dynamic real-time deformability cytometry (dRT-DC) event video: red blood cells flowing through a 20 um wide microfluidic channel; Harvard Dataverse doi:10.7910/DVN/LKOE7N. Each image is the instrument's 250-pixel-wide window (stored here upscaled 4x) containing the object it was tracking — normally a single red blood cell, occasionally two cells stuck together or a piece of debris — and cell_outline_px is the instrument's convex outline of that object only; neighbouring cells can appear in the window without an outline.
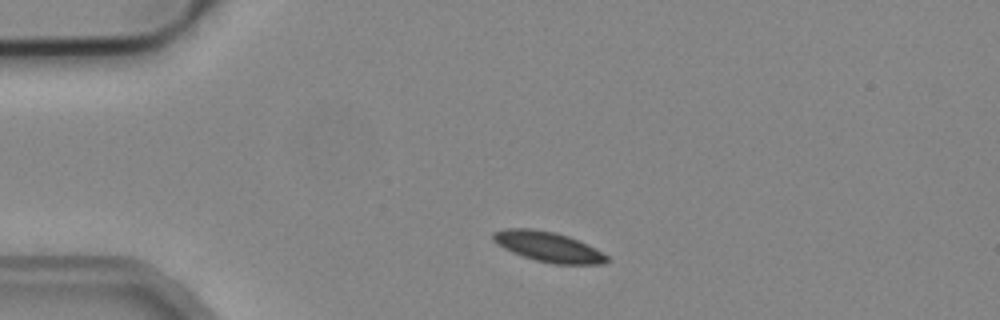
{"species": "common noctule bat (a hibernating species)", "species_latin": "Nyctalus noctula", "temperature_condition": "cold", "stored_images_in_passage": 2, "camera_frame_rate_fps": 3000, "um_per_image_px": 0.085, "animal": {"sex": "male", "body_mass_g": 19.2, "forearm_length_mm": 51.8}, "frame": {"image": 1, "passage_image": 1, "time_ms": 0.0, "image_size_px": [1000, 320], "cell_outline_px": [[612, 260], [604, 264], [556, 264], [536, 260], [512, 252], [496, 244], [492, 240], [492, 232], [508, 228], [528, 228], [556, 232], [568, 236], [608, 256]], "centroid_in_image_um": [46.56, 20.97], "position_along_channel_um": 38.4, "area_um2": 19.71}}
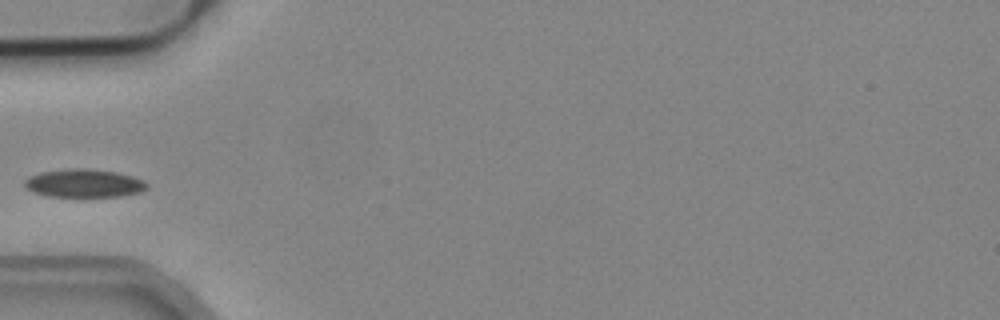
{"frame": {"image": 2, "passage_image": 2, "time_ms": 0.333, "image_size_px": [1000, 320], "cell_outline_px": [[148, 188], [140, 192], [120, 196], [48, 196], [32, 192], [24, 184], [24, 180], [28, 176], [40, 172], [68, 168], [88, 168], [116, 172], [132, 176], [144, 180], [148, 184]], "centroid_in_image_um": [7.14, 15.56], "position_along_channel_um": 77.9, "area_um2": 20.17}}